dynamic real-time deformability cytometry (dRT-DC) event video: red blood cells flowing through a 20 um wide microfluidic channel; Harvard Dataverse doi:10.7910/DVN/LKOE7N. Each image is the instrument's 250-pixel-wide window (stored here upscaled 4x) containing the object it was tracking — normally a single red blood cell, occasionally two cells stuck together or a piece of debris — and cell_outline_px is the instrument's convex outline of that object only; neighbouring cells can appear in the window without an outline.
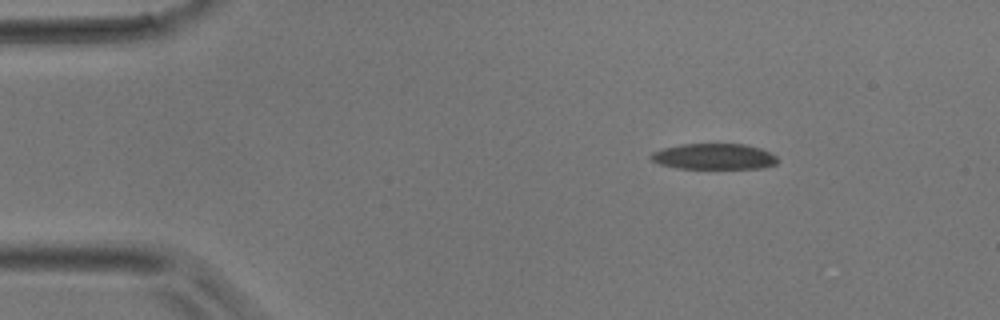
{"species": "common noctule bat (a hibernating species)", "species_latin": "Nyctalus noctula", "temperature_condition": "room temperature", "stored_images_in_passage": 3, "segment_of_instrument_passage": [1, 2], "camera_frame_rate_fps": 3000, "um_per_image_px": 0.085, "animal": {"sex": "male", "body_mass_g": 17.9}, "frame": {"image": 1, "passage_image": 1, "time_ms": 0.0, "image_size_px": [1000, 320], "cell_outline_px": [[776, 164], [764, 168], [676, 168], [660, 164], [652, 160], [648, 156], [652, 152], [664, 148], [680, 144], [744, 144], [760, 148], [776, 156]], "centroid_in_image_um": [60.66, 13.3], "position_along_channel_um": 24.3, "area_um2": 18.96}}